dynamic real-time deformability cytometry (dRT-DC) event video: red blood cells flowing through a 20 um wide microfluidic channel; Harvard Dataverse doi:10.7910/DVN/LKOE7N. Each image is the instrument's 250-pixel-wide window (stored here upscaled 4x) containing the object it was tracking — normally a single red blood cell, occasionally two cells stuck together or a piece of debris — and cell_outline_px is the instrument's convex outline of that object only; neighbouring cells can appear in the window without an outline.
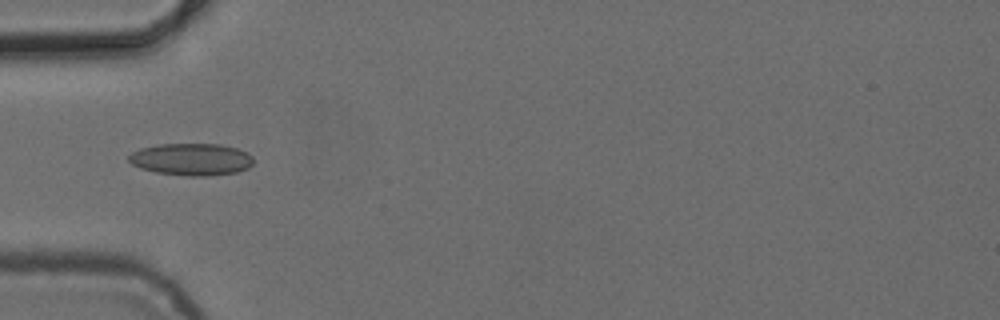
{"species": "common noctule bat (a hibernating species)", "species_latin": "Nyctalus noctula", "temperature_condition": "cold", "stored_images_in_passage": 5, "camera_frame_rate_fps": 3000, "um_per_image_px": 0.085, "animal": {"sex": "female", "body_mass_g": 24.6, "forearm_length_mm": 56.2}, "frame": {"image": 1, "passage_image": 5, "time_ms": 5.667, "image_size_px": [1000, 320], "cell_outline_px": [[252, 164], [248, 168], [236, 172], [208, 176], [188, 176], [156, 172], [140, 168], [132, 164], [128, 160], [128, 156], [132, 152], [140, 148], [156, 144], [220, 144], [236, 148], [248, 152], [252, 156]], "centroid_in_image_um": [16.26, 13.54], "position_along_channel_um": 68.7, "area_um2": 23.41}}